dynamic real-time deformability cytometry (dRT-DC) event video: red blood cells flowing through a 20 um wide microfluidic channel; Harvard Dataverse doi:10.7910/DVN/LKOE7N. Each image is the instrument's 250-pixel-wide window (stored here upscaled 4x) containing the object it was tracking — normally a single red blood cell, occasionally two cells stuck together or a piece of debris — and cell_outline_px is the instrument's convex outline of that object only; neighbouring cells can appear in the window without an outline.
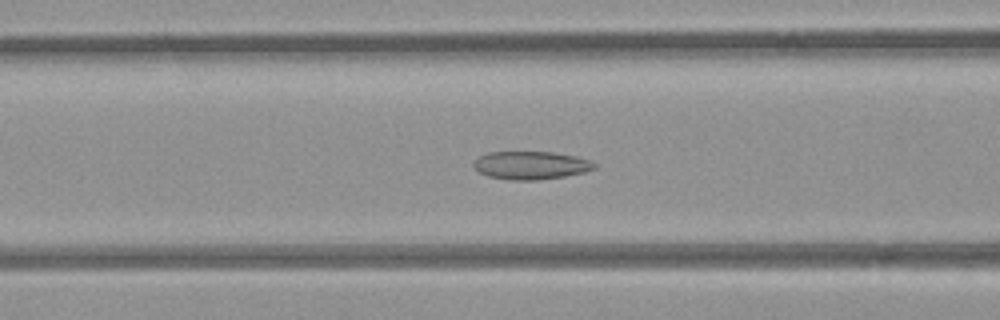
{"species": "common noctule bat (a hibernating species)", "species_latin": "Nyctalus noctula", "temperature_condition": "room temperature", "stored_images_in_passage": 42, "camera_frame_rate_fps": 3000, "um_per_image_px": 0.085, "animal": {"sex": "female", "body_mass_g": 21.9}, "frame": {"image": 1, "passage_image": 9, "time_ms": 2.667, "image_size_px": [1000, 320], "cell_outline_px": [[596, 168], [584, 172], [564, 176], [540, 180], [508, 180], [488, 176], [480, 172], [472, 164], [480, 156], [488, 152], [552, 152], [576, 156], [592, 160], [596, 164]], "centroid_in_image_um": [45.16, 14.05], "position_along_channel_um": 121.4, "area_um2": 19.77}}
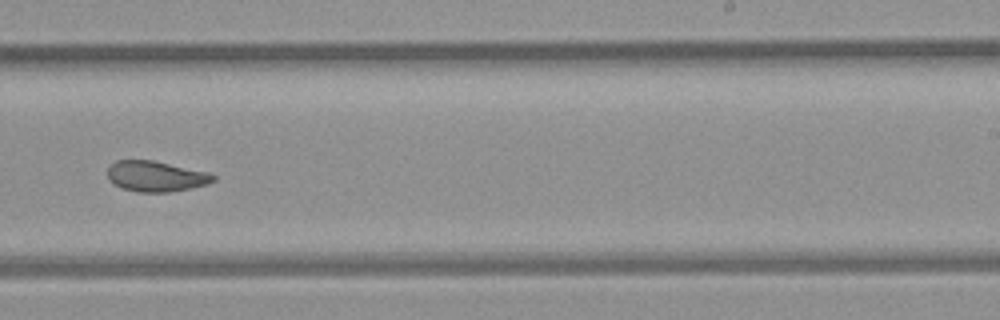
{"frame": {"image": 2, "passage_image": 21, "time_ms": 6.667, "image_size_px": [1000, 320], "cell_outline_px": [[216, 180], [208, 184], [172, 192], [136, 192], [120, 188], [108, 180], [108, 168], [116, 160], [152, 160], [208, 172], [216, 176]], "centroid_in_image_um": [13.25, 14.99], "position_along_channel_um": 275.8, "area_um2": 18.96}}
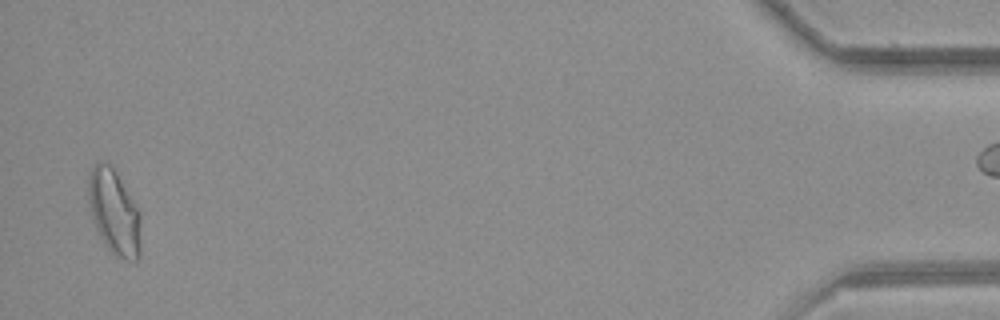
{"frame": {"image": 3, "passage_image": 40, "time_ms": 13.0, "image_size_px": [1000, 320], "cell_outline_px": [[140, 256], [136, 260], [128, 260], [116, 256], [104, 244], [96, 228], [92, 216], [88, 200], [88, 176], [92, 168], [100, 160], [104, 160], [116, 172], [140, 212]], "centroid_in_image_um": [9.7, 18.03], "position_along_channel_um": 425.5, "area_um2": 25.84}, "authors_computed_cell_mechanics": {"area_um2": 20.4323, "velocity_mm_per_s": 3.859, "shape_relaxation_time_tau1_ms": null, "shape_relaxation_time_tau2_ms": 2.288, "deformation_change_tau1": null, "deformation_change_tau2": 0.0675}}